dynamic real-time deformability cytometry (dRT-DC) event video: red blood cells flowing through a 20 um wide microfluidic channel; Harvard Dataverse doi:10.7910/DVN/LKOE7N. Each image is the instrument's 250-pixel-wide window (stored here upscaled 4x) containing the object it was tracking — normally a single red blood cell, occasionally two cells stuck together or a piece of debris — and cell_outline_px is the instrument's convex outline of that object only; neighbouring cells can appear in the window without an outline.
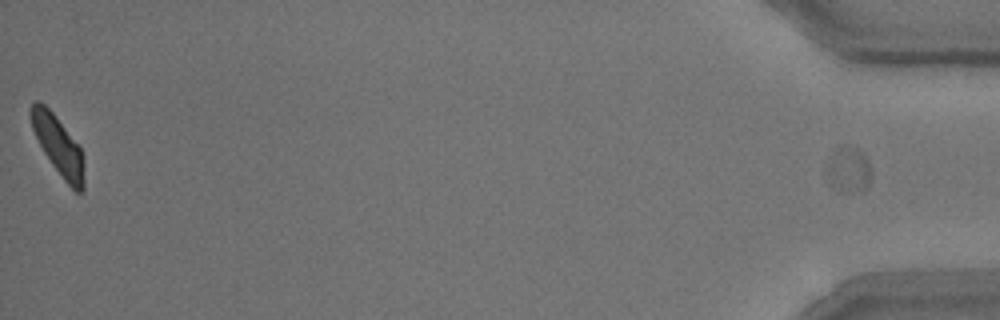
{"species": "common noctule bat (a hibernating species)", "species_latin": "Nyctalus noctula", "temperature_condition": "room temperature", "stored_images_in_passage": 39, "segment_of_instrument_passage": [2, 2], "camera_frame_rate_fps": 3000, "um_per_image_px": 0.085, "animal": {"sex": "male", "body_mass_g": 15.6}, "frame": {"image": 1, "passage_image": 39, "time_ms": 12.667, "image_size_px": [1000, 320], "cell_outline_px": [[868, 184], [860, 192], [832, 188], [828, 172], [828, 168], [836, 148], [840, 144], [848, 144], [860, 148], [864, 152], [868, 160]], "centroid_in_image_um": [72.15, 14.34], "position_along_channel_um": 363.1, "area_um2": 11.33}}